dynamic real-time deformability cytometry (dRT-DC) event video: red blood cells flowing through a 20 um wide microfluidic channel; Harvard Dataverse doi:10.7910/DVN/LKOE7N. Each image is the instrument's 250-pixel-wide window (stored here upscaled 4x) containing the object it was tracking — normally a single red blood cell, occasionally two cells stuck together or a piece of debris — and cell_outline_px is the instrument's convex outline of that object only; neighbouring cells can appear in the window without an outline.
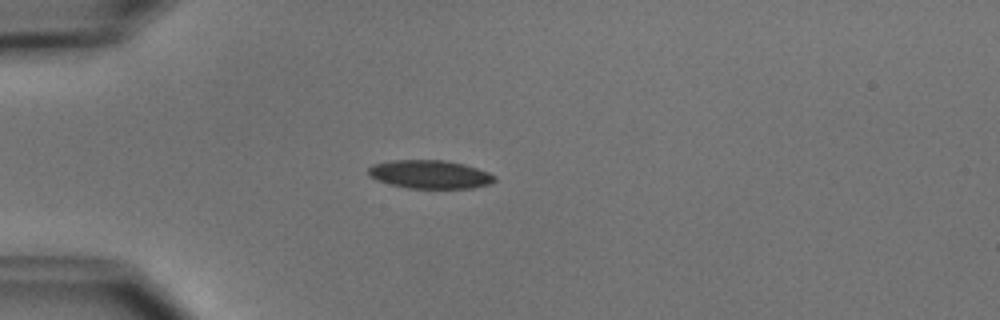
{"species": "common noctule bat (a hibernating species)", "species_latin": "Nyctalus noctula", "temperature_condition": "cold", "stored_images_in_passage": 5, "camera_frame_rate_fps": 3000, "um_per_image_px": 0.085, "animal": {"sex": "male", "body_mass_g": 15.6}, "frame": {"image": 1, "passage_image": 3, "time_ms": 3.333, "image_size_px": [1000, 320], "cell_outline_px": [[496, 180], [488, 184], [472, 188], [408, 188], [388, 184], [376, 180], [368, 176], [368, 168], [372, 164], [392, 160], [444, 160], [464, 164], [488, 172], [496, 176]], "centroid_in_image_um": [36.5, 14.82], "position_along_channel_um": 48.5, "area_um2": 20.98}}